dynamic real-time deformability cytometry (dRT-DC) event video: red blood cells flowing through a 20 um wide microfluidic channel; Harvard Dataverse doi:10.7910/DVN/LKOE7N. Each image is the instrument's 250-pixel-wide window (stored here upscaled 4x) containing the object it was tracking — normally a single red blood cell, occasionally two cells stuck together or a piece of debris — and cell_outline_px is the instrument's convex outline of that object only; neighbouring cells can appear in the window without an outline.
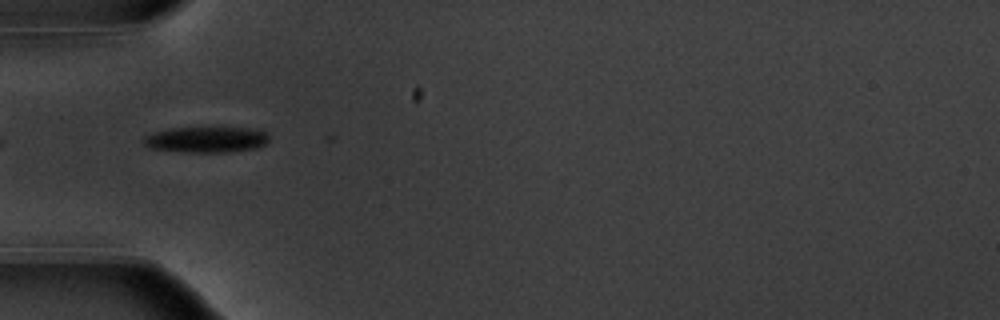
{"species": "common noctule bat (a hibernating species)", "species_latin": "Nyctalus noctula", "temperature_condition": "warm", "stored_images_in_passage": 6, "camera_frame_rate_fps": 3000, "um_per_image_px": 0.085, "animal": {"sex": "male", "body_mass_g": 20.1, "forearm_length_mm": 53.5}, "frame": {"image": 1, "passage_image": 1, "time_ms": 0.0, "image_size_px": [1000, 320], "cell_outline_px": [[268, 140], [264, 144], [256, 148], [228, 152], [184, 152], [148, 148], [144, 144], [144, 136], [152, 132], [168, 128], [256, 128], [268, 132]], "centroid_in_image_um": [17.52, 11.86], "position_along_channel_um": 67.5, "area_um2": 19.02}}